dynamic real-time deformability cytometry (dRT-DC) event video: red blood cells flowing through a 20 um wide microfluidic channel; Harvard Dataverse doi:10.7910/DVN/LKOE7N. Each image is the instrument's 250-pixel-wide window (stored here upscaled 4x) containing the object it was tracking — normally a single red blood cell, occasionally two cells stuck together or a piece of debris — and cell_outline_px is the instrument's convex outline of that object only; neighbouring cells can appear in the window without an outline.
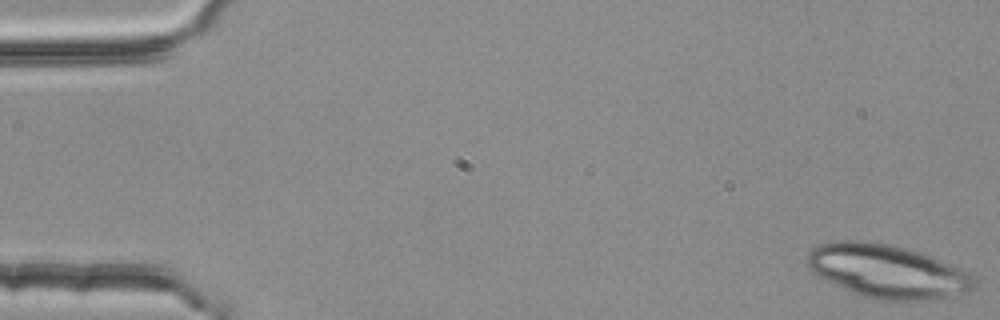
{"species": "common noctule bat (a hibernating species)", "species_latin": "Nyctalus noctula", "temperature_condition": "room temperature", "stored_images_in_passage": 4, "camera_frame_rate_fps": 3000, "um_per_image_px": 0.085, "animal": {"sex": "female", "body_mass_g": 25.1}, "frame": {"image": 1, "passage_image": 1, "time_ms": 0.0, "image_size_px": [1000, 320], "cell_outline_px": [[976, 288], [964, 292], [936, 300], [880, 300], [864, 296], [852, 292], [816, 276], [812, 272], [808, 264], [808, 252], [812, 248], [820, 244], [836, 240], [864, 240], [888, 244], [908, 248], [920, 252], [948, 264], [972, 276]], "centroid_in_image_um": [75.36, 23.05], "position_along_channel_um": 9.6, "area_um2": 51.56}}